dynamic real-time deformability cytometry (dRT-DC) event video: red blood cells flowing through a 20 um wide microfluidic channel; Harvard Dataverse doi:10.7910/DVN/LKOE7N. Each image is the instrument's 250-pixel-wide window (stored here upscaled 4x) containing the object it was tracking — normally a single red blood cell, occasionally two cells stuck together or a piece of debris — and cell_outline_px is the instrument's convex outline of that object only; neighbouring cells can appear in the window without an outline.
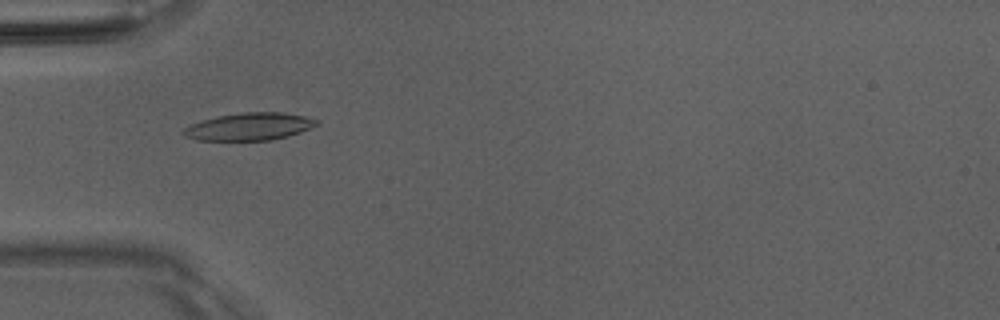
{"species": "Egyptian fruit bat (a non-hibernating species)", "species_latin": "Rousettus aegyptiacus", "temperature_condition": "room temperature", "stored_images_in_passage": 51, "camera_frame_rate_fps": 3000, "um_per_image_px": 0.085, "animal": {"sex": "male"}, "frame": {"image": 1, "passage_image": 17, "time_ms": 5.333, "image_size_px": [1000, 320], "cell_outline_px": [[320, 124], [300, 132], [288, 136], [272, 140], [196, 140], [184, 136], [180, 132], [184, 128], [200, 120], [216, 116], [244, 112], [280, 112], [304, 116], [320, 120]], "centroid_in_image_um": [21.18, 10.76], "position_along_channel_um": 63.8, "area_um2": 21.44}}
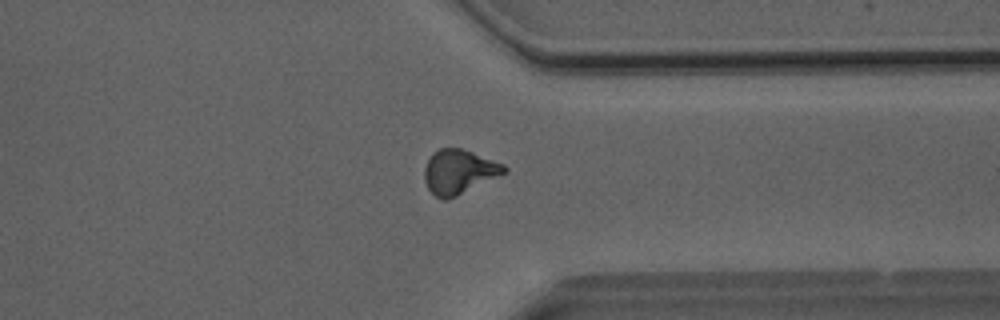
{"frame": {"image": 2, "passage_image": 40, "time_ms": 13.0, "image_size_px": [1000, 320], "cell_outline_px": [[508, 172], [456, 196], [444, 200], [436, 196], [428, 188], [424, 180], [424, 168], [432, 152], [440, 148], [460, 148], [472, 152], [504, 164], [508, 168]], "centroid_in_image_um": [39.01, 14.59], "position_along_channel_um": 372.4, "area_um2": 20.52}}
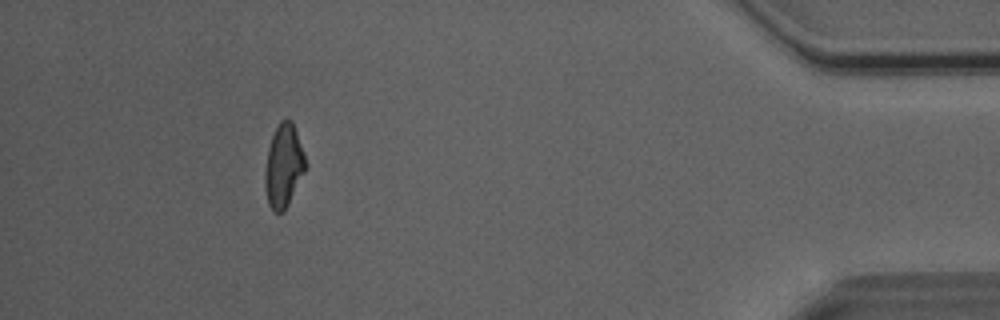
{"frame": {"image": 3, "passage_image": 47, "time_ms": 15.333, "image_size_px": [1000, 320], "cell_outline_px": [[308, 164], [284, 212], [272, 212], [268, 204], [264, 188], [264, 172], [268, 148], [272, 136], [280, 120], [292, 120]], "centroid_in_image_um": [24.09, 14.12], "position_along_channel_um": 411.1, "area_um2": 19.71}, "authors_computed_cell_mechanics": {"area_um2": 20.1722, "velocity_mm_per_s": 4.0707, "shape_relaxation_time_tau1_ms": 5.6477, "shape_relaxation_time_tau2_ms": 2.1863, "deformation_change_tau1": 0.177, "deformation_change_tau2": 0.0954}}